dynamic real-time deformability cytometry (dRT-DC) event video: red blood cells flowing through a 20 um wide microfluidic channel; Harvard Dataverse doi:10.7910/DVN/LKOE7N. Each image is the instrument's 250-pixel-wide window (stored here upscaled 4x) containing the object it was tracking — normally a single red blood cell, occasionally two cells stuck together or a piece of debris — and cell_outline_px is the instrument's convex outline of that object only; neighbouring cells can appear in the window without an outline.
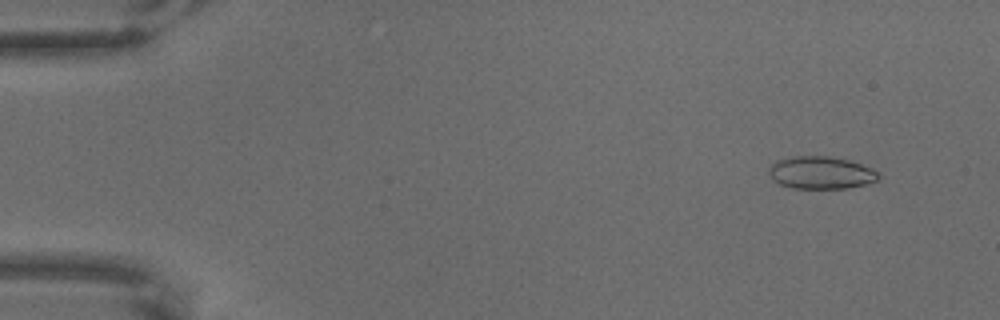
{"species": "common noctule bat (a hibernating species)", "species_latin": "Nyctalus noctula", "temperature_condition": "warm", "stored_images_in_passage": 65, "camera_frame_rate_fps": 3000, "um_per_image_px": 0.085, "animal": {"sex": "male", "body_mass_g": 18.8}, "frame": {"image": 1, "passage_image": 6, "time_ms": 1.667, "image_size_px": [1000, 320], "cell_outline_px": [[880, 180], [848, 188], [792, 188], [780, 184], [772, 180], [768, 172], [768, 168], [776, 160], [792, 156], [828, 156], [848, 160], [860, 164], [880, 172]], "centroid_in_image_um": [69.76, 14.68], "position_along_channel_um": 15.2, "area_um2": 20.87}}
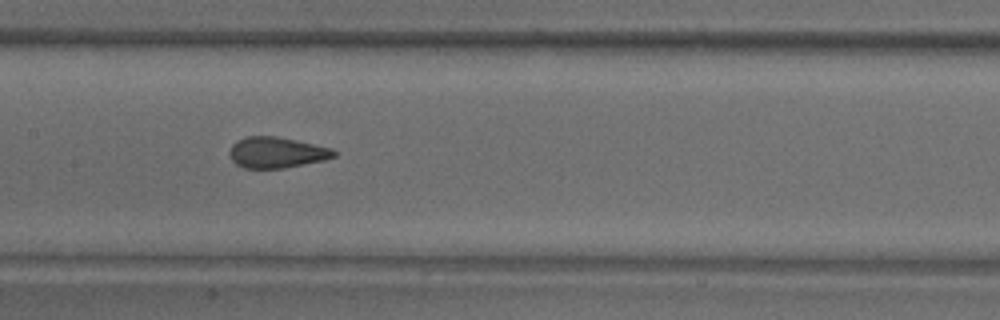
{"frame": {"image": 2, "passage_image": 33, "time_ms": 10.667, "image_size_px": [1000, 320], "cell_outline_px": [[336, 156], [324, 160], [284, 168], [244, 168], [236, 164], [232, 160], [228, 152], [232, 144], [236, 140], [244, 136], [276, 136], [296, 140], [332, 148], [336, 152]], "centroid_in_image_um": [23.48, 12.95], "position_along_channel_um": 183.9, "area_um2": 18.9}}
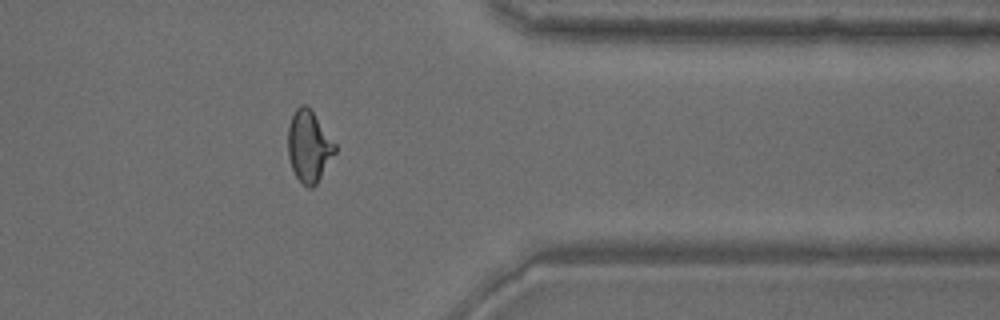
{"frame": {"image": 3, "passage_image": 53, "time_ms": 17.333, "image_size_px": [1000, 320], "cell_outline_px": [[336, 152], [316, 184], [312, 188], [308, 188], [296, 176], [292, 168], [288, 156], [288, 124], [296, 108], [300, 104], [304, 104], [312, 112], [336, 144]], "centroid_in_image_um": [26.25, 12.44], "position_along_channel_um": 385.2, "area_um2": 19.31}}